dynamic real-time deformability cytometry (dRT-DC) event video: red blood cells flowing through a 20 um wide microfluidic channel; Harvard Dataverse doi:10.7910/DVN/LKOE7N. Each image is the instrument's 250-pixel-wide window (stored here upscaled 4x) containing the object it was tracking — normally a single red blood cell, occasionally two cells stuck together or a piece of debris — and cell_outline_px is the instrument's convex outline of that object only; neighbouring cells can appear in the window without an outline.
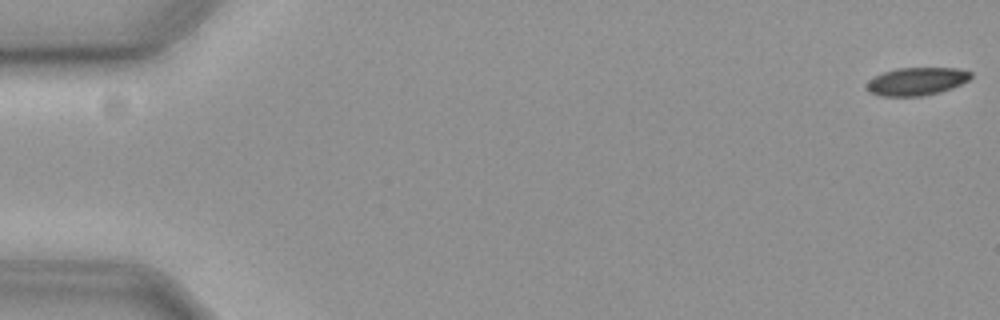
{"species": "common noctule bat (a hibernating species)", "species_latin": "Nyctalus noctula", "temperature_condition": "cold", "stored_images_in_passage": 14, "camera_frame_rate_fps": 3000, "um_per_image_px": 0.085, "animal": {"sex": "female", "body_mass_g": 19.3, "forearm_length_mm": 54.1}, "frame": {"image": 1, "passage_image": 1, "time_ms": 0.0, "image_size_px": [1000, 320], "cell_outline_px": [[972, 76], [968, 80], [952, 88], [940, 92], [920, 96], [880, 96], [872, 92], [868, 88], [868, 80], [884, 72], [896, 68], [956, 68], [972, 72]], "centroid_in_image_um": [77.95, 6.91], "position_along_channel_um": 7.1, "area_um2": 16.7}}